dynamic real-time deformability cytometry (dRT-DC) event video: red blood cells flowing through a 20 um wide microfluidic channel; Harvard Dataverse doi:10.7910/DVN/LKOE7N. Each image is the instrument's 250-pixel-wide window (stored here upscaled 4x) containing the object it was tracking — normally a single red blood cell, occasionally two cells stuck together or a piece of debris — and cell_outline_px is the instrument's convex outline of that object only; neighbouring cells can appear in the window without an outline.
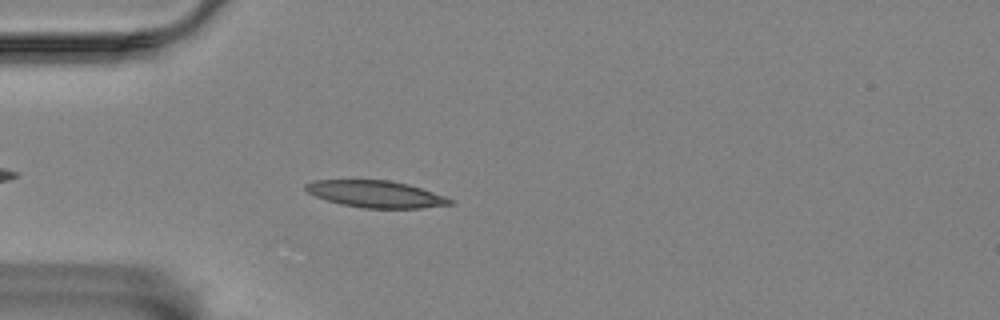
{"species": "Egyptian fruit bat (a non-hibernating species)", "species_latin": "Rousettus aegyptiacus", "temperature_condition": "room temperature", "stored_images_in_passage": 25, "camera_frame_rate_fps": 3000, "um_per_image_px": 0.085, "animal": {"sex": "female"}, "frame": {"image": 1, "passage_image": 7, "time_ms": 2.0, "image_size_px": [1000, 320], "cell_outline_px": [[452, 204], [420, 208], [364, 208], [340, 204], [316, 196], [308, 192], [304, 188], [304, 184], [312, 180], [388, 180], [408, 184], [444, 196], [452, 200]], "centroid_in_image_um": [31.9, 16.49], "position_along_channel_um": 53.1, "area_um2": 22.37}}
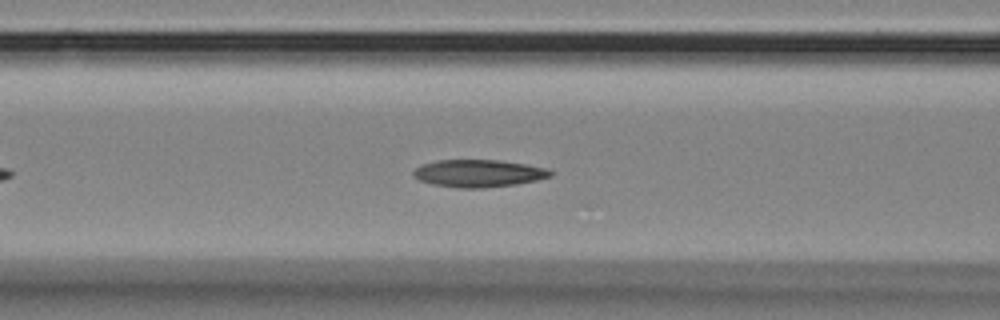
{"frame": {"image": 2, "passage_image": 14, "time_ms": 4.333, "image_size_px": [1000, 320], "cell_outline_px": [[552, 176], [536, 180], [516, 184], [484, 188], [456, 188], [432, 184], [420, 180], [412, 176], [412, 172], [420, 164], [436, 160], [496, 160], [528, 164], [548, 168], [552, 172]], "centroid_in_image_um": [40.66, 14.73], "position_along_channel_um": 125.9, "area_um2": 22.08}}
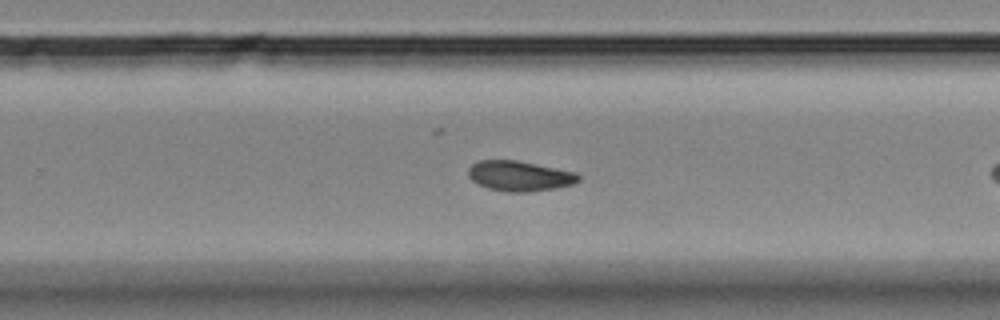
{"frame": {"image": 3, "passage_image": 24, "time_ms": 7.667, "image_size_px": [1000, 320], "cell_outline_px": [[580, 180], [572, 184], [556, 188], [528, 192], [508, 192], [488, 188], [476, 184], [468, 176], [468, 168], [472, 164], [480, 160], [516, 160], [576, 172], [580, 176]], "centroid_in_image_um": [44.14, 14.96], "position_along_channel_um": 285.7, "area_um2": 19.42}}